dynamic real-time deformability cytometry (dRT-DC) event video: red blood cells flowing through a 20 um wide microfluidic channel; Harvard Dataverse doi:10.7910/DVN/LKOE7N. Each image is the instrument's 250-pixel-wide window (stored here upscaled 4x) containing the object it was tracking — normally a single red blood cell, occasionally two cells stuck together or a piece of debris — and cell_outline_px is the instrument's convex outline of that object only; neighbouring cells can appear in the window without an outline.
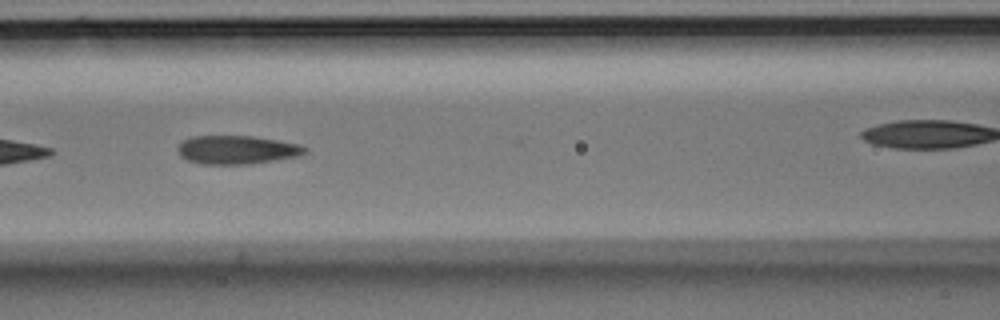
{"species": "Egyptian fruit bat (a non-hibernating species)", "species_latin": "Rousettus aegyptiacus", "temperature_condition": "room temperature", "stored_images_in_passage": 6, "camera_frame_rate_fps": 3000, "um_per_image_px": 0.085, "animal": {"sex": "male"}, "frame": {"image": 1, "passage_image": 3, "time_ms": 0.667, "image_size_px": [1000, 320], "cell_outline_px": [[308, 148], [304, 152], [296, 156], [248, 164], [204, 164], [188, 160], [180, 156], [176, 148], [184, 140], [192, 136], [252, 136], [276, 140], [296, 144]], "centroid_in_image_um": [20.06, 12.73], "position_along_channel_um": 146.5, "area_um2": 20.75}}
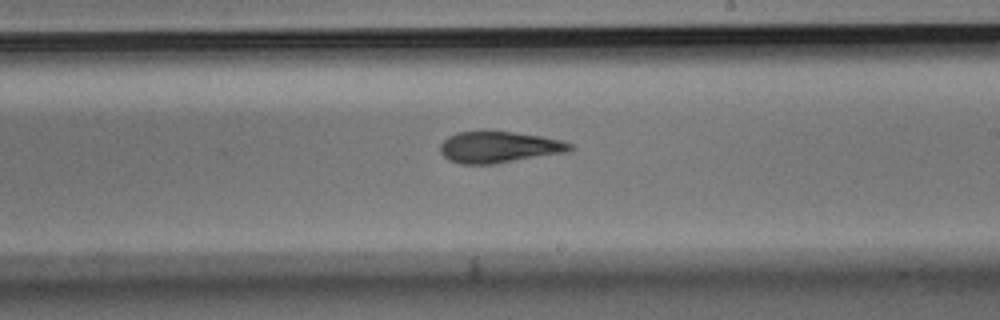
{"frame": {"image": 2, "passage_image": 6, "time_ms": 1.667, "image_size_px": [1000, 320], "cell_outline_px": [[572, 148], [568, 152], [492, 164], [460, 164], [448, 160], [440, 152], [440, 144], [448, 136], [456, 132], [484, 128], [540, 136], [560, 140], [572, 144]], "centroid_in_image_um": [42.34, 12.47], "position_along_channel_um": 246.7, "area_um2": 24.28}}